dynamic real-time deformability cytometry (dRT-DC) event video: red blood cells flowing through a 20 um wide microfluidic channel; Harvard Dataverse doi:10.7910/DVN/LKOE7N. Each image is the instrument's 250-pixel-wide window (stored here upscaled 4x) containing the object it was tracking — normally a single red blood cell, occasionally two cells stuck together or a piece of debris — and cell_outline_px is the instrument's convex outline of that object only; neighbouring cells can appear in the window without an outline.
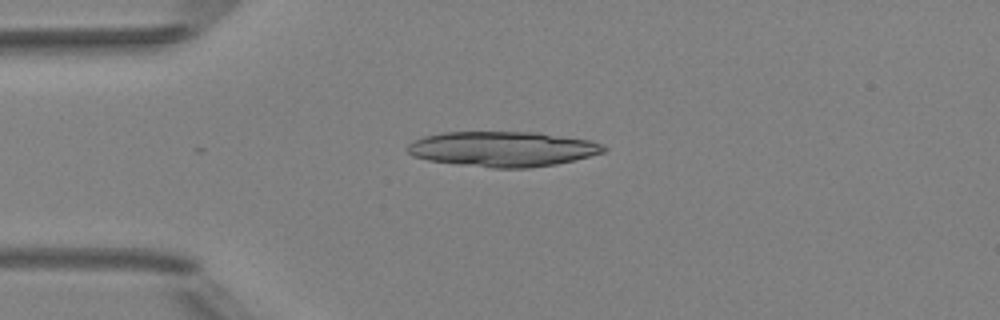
{"species": "Egyptian fruit bat (a non-hibernating species)", "species_latin": "Rousettus aegyptiacus", "temperature_condition": "room temperature", "stored_images_in_passage": 3, "camera_frame_rate_fps": 3000, "um_per_image_px": 0.085, "animal": {"sex": "female"}, "frame": {"image": 1, "passage_image": 2, "time_ms": 1.0, "image_size_px": [1000, 320], "cell_outline_px": [[608, 148], [604, 152], [556, 164], [528, 168], [492, 168], [428, 160], [412, 156], [404, 148], [412, 140], [424, 136], [444, 132], [540, 132], [592, 140], [604, 144]], "centroid_in_image_um": [42.73, 12.65], "position_along_channel_um": 42.3, "area_um2": 40.46}}